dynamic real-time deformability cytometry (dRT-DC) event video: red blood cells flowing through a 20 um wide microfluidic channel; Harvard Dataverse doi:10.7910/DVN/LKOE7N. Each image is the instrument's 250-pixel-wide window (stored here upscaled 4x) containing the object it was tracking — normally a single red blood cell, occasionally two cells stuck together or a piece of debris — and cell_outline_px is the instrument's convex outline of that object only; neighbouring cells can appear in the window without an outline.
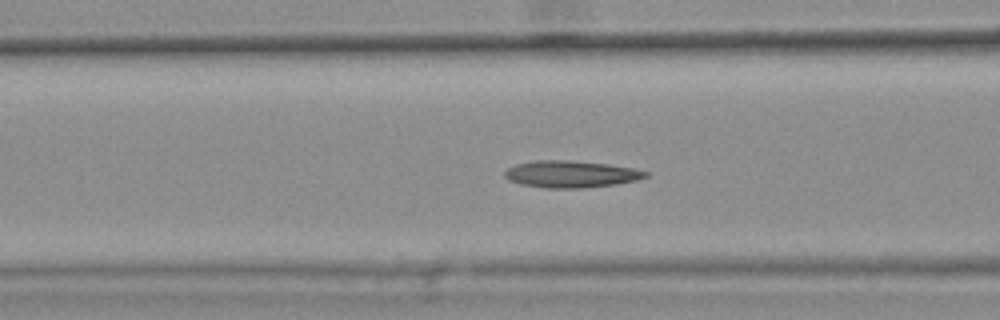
{"species": "common noctule bat (a hibernating species)", "species_latin": "Nyctalus noctula", "temperature_condition": "warm", "stored_images_in_passage": 44, "camera_frame_rate_fps": 3000, "um_per_image_px": 0.085, "animal": {"sex": "female", "body_mass_g": 25.1}, "frame": {"image": 1, "passage_image": 19, "time_ms": 6.0, "image_size_px": [1000, 320], "cell_outline_px": [[648, 176], [636, 180], [616, 184], [584, 188], [544, 188], [520, 184], [508, 180], [504, 176], [504, 172], [508, 168], [516, 164], [536, 160], [572, 160], [608, 164], [632, 168], [648, 172]], "centroid_in_image_um": [48.5, 14.8], "position_along_channel_um": 118.1, "area_um2": 22.14}, "authors_computed_cell_mechanics": {"area_um2": 21.4438, "velocity_mm_per_s": 3.6885, "shape_relaxation_time_tau1_ms": null, "shape_relaxation_time_tau2_ms": 4.0989, "deformation_change_tau1": null, "deformation_change_tau2": 0.1423}}